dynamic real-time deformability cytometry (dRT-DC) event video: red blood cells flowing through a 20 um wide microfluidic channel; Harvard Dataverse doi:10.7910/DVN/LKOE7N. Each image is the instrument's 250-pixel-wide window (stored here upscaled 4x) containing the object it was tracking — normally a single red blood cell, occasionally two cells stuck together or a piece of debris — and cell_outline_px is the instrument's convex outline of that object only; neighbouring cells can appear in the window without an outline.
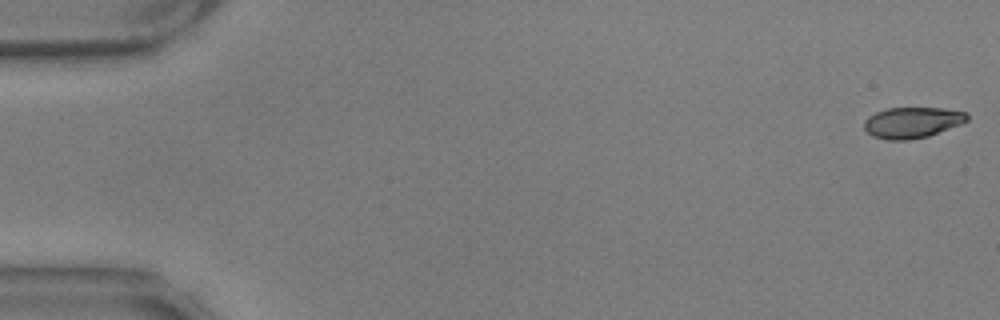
{"species": "common noctule bat (a hibernating species)", "species_latin": "Nyctalus noctula", "temperature_condition": "warm", "stored_images_in_passage": 19, "camera_frame_rate_fps": 3000, "um_per_image_px": 0.085, "animal": {"sex": "male", "body_mass_g": 17.9, "forearm_length_mm": 54.2}, "frame": {"image": 1, "passage_image": 1, "time_ms": 0.0, "image_size_px": [1000, 320], "cell_outline_px": [[968, 120], [960, 124], [928, 136], [908, 140], [888, 140], [872, 136], [864, 128], [864, 120], [868, 116], [876, 112], [888, 108], [940, 108], [968, 112]], "centroid_in_image_um": [77.52, 10.41], "position_along_channel_um": 7.5, "area_um2": 18.5}}
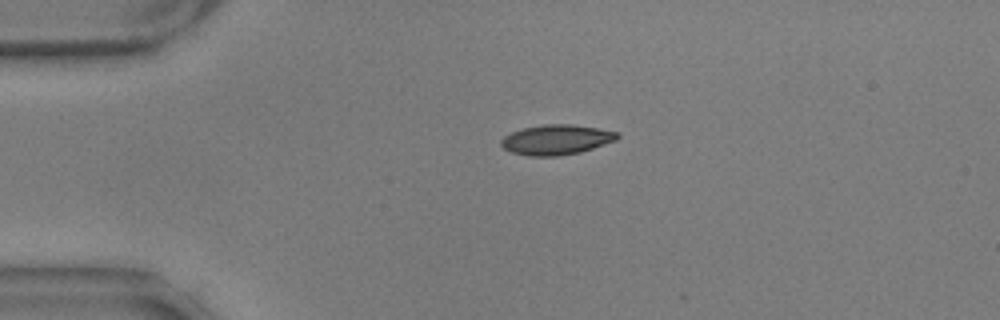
{"frame": {"image": 2, "passage_image": 13, "time_ms": 4.0, "image_size_px": [1000, 320], "cell_outline_px": [[620, 136], [616, 140], [580, 152], [560, 156], [528, 156], [512, 152], [504, 148], [500, 144], [500, 140], [504, 136], [512, 132], [524, 128], [544, 124], [572, 124], [596, 128], [616, 132]], "centroid_in_image_um": [47.26, 11.88], "position_along_channel_um": 37.7, "area_um2": 20.17}}